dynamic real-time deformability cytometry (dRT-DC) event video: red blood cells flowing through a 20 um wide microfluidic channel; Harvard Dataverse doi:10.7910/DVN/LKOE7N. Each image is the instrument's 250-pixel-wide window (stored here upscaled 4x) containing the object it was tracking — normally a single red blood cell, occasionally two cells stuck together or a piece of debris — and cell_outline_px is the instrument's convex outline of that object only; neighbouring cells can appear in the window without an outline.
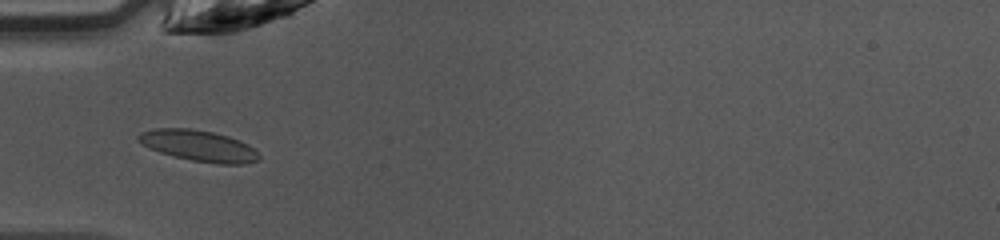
{"species": "common noctule bat (a hibernating species)", "species_latin": "Nyctalus noctula", "temperature_condition": "warm", "stored_images_in_passage": 16, "camera_frame_rate_fps": 3000, "um_per_image_px": 0.085, "animal": {"sex": "female", "body_mass_g": 10.0, "forearm_length_mm": 53.1}, "frame": {"image": 1, "passage_image": 10, "time_ms": 3.0, "image_size_px": [1000, 240], "cell_outline_px": [[260, 160], [244, 164], [216, 164], [192, 160], [160, 152], [136, 140], [136, 136], [140, 132], [152, 128], [188, 128], [212, 132], [228, 136], [240, 140], [248, 144], [260, 156]], "centroid_in_image_um": [16.9, 12.38], "position_along_channel_um": 68.1, "area_um2": 21.73}}